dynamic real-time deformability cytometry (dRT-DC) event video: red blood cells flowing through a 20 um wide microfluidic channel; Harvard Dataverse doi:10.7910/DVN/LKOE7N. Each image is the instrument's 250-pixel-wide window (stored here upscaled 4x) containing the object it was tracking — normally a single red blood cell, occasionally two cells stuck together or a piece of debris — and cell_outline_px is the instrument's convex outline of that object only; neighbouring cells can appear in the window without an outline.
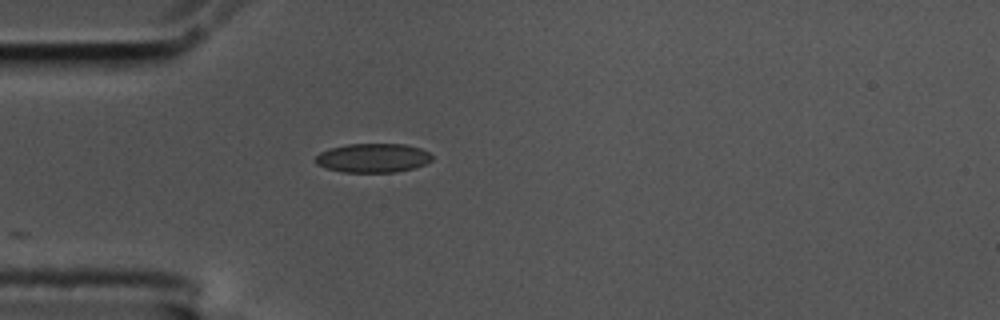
{"species": "common noctule bat (a hibernating species)", "species_latin": "Nyctalus noctula", "temperature_condition": "cold", "stored_images_in_passage": 11, "camera_frame_rate_fps": 3000, "um_per_image_px": 0.085, "animal": {"sex": "male", "body_mass_g": 17.5, "forearm_length_mm": 52.3}, "frame": {"image": 1, "passage_image": 1, "time_ms": 0.0, "image_size_px": [1000, 320], "cell_outline_px": [[432, 160], [424, 164], [412, 168], [396, 172], [340, 172], [316, 164], [316, 156], [320, 152], [332, 148], [348, 144], [404, 144], [420, 148], [428, 152], [432, 156]], "centroid_in_image_um": [31.7, 13.42], "position_along_channel_um": 53.3, "area_um2": 19.54}}
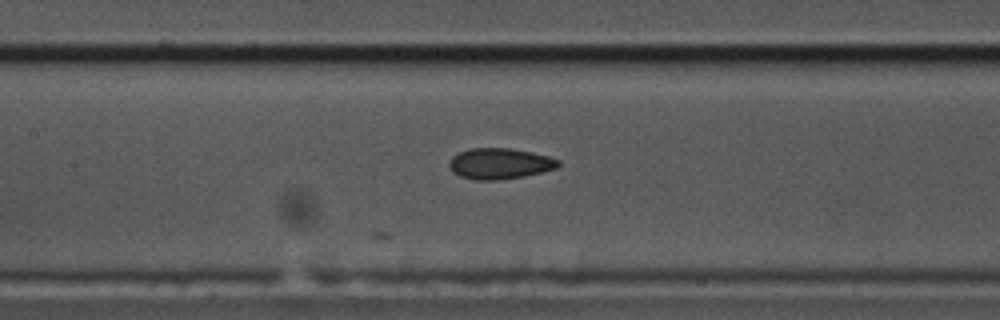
{"frame": {"image": 2, "passage_image": 11, "time_ms": 3.333, "image_size_px": [1000, 320], "cell_outline_px": [[560, 164], [556, 168], [524, 176], [496, 180], [476, 180], [460, 176], [452, 172], [448, 164], [452, 156], [460, 152], [472, 148], [508, 148], [532, 152], [548, 156], [560, 160]], "centroid_in_image_um": [42.46, 13.9], "position_along_channel_um": 164.9, "area_um2": 19.54}}